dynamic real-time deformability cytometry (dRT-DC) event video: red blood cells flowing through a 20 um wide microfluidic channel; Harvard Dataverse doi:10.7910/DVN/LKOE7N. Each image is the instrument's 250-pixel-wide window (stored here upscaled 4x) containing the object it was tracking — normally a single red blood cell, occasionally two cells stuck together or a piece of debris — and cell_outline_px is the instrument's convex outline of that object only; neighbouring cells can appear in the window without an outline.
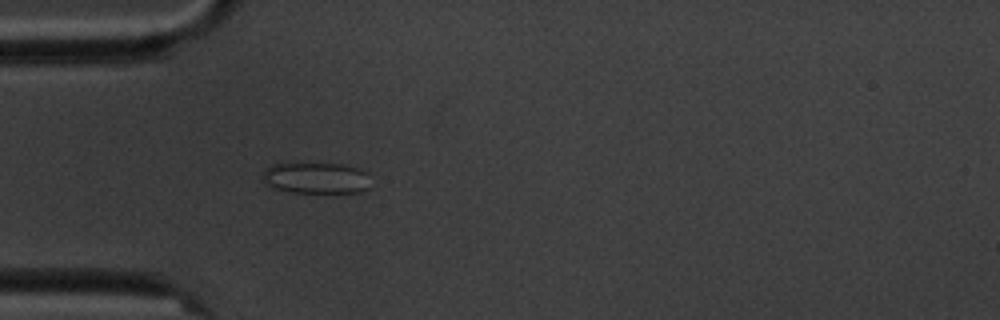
{"species": "common noctule bat (a hibernating species)", "species_latin": "Nyctalus noctula", "temperature_condition": "cold", "stored_images_in_passage": 6, "camera_frame_rate_fps": 3000, "um_per_image_px": 0.085, "animal": {"sex": "male", "body_mass_g": 20.1, "forearm_length_mm": 53.5}, "frame": {"image": 1, "passage_image": 6, "time_ms": 6.667, "image_size_px": [1000, 320], "cell_outline_px": [[368, 188], [360, 192], [288, 192], [276, 188], [268, 184], [260, 176], [264, 168], [272, 164], [288, 160], [340, 164], [356, 168], [368, 172]], "centroid_in_image_um": [26.77, 15.06], "position_along_channel_um": 58.2, "area_um2": 20.4}}